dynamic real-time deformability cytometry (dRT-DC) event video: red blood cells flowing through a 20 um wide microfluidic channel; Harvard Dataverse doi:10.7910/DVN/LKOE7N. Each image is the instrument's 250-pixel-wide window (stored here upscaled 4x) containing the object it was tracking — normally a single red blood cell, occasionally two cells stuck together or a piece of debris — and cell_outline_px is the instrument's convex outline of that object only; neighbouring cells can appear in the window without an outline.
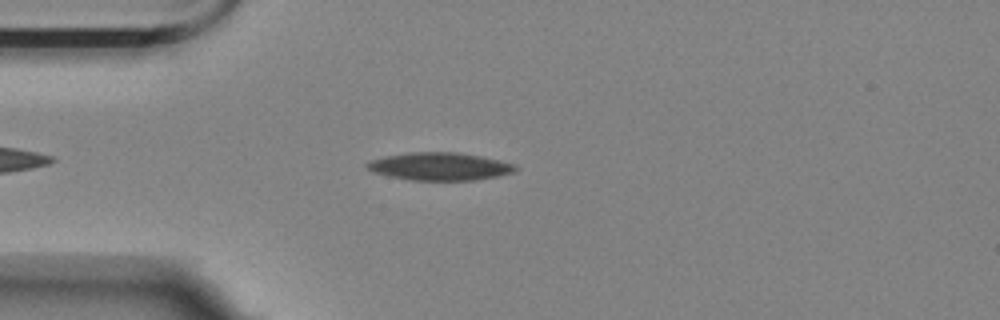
{"species": "Egyptian fruit bat (a non-hibernating species)", "species_latin": "Rousettus aegyptiacus", "temperature_condition": "room temperature", "stored_images_in_passage": 45, "camera_frame_rate_fps": 3000, "um_per_image_px": 0.085, "animal": {"sex": "female"}, "frame": {"image": 1, "passage_image": 7, "time_ms": 2.0, "image_size_px": [1000, 320], "cell_outline_px": [[520, 168], [516, 172], [500, 176], [476, 180], [412, 180], [388, 176], [372, 172], [364, 164], [372, 160], [384, 156], [408, 152], [456, 152], [480, 156], [500, 160], [516, 164]], "centroid_in_image_um": [37.43, 14.15], "position_along_channel_um": 47.6, "area_um2": 24.28}}
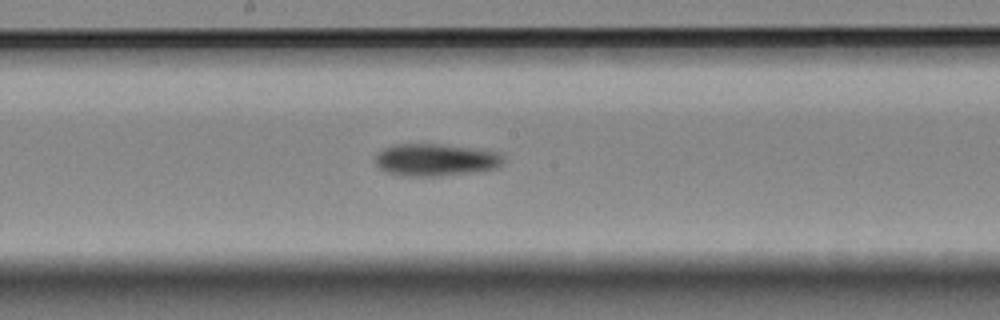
{"frame": {"image": 2, "passage_image": 22, "time_ms": 7.0, "image_size_px": [1000, 320], "cell_outline_px": [[504, 164], [496, 168], [472, 172], [440, 176], [408, 176], [388, 172], [380, 168], [376, 164], [376, 156], [384, 148], [392, 144], [440, 144], [472, 148], [500, 152], [504, 156]], "centroid_in_image_um": [37.07, 13.58], "position_along_channel_um": 211.1, "area_um2": 24.04}}
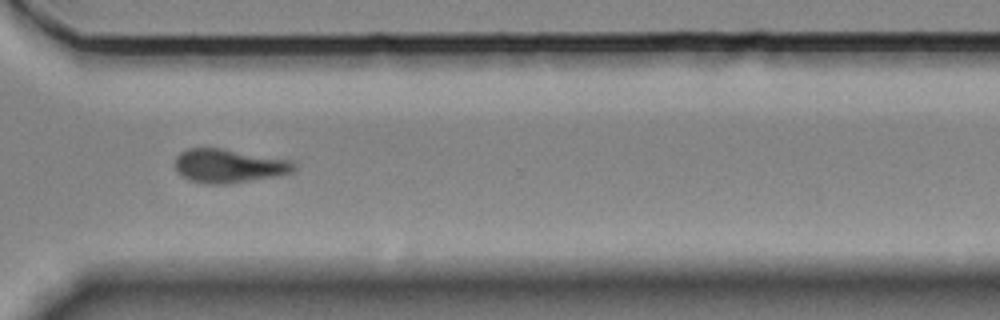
{"frame": {"image": 3, "passage_image": 34, "time_ms": 11.0, "image_size_px": [1000, 320], "cell_outline_px": [[296, 172], [276, 176], [228, 184], [208, 184], [188, 180], [180, 176], [176, 168], [176, 156], [180, 152], [188, 148], [220, 148], [296, 160]], "centroid_in_image_um": [19.51, 14.1], "position_along_channel_um": 351.1, "area_um2": 23.81}, "authors_computed_cell_mechanics": {"area_um2": 23.8136, "velocity_mm_per_s": 3.5019, "shape_relaxation_time_tau1_ms": 6.7905, "shape_relaxation_time_tau2_ms": null, "deformation_change_tau1": 0.1573, "deformation_change_tau2": null}}